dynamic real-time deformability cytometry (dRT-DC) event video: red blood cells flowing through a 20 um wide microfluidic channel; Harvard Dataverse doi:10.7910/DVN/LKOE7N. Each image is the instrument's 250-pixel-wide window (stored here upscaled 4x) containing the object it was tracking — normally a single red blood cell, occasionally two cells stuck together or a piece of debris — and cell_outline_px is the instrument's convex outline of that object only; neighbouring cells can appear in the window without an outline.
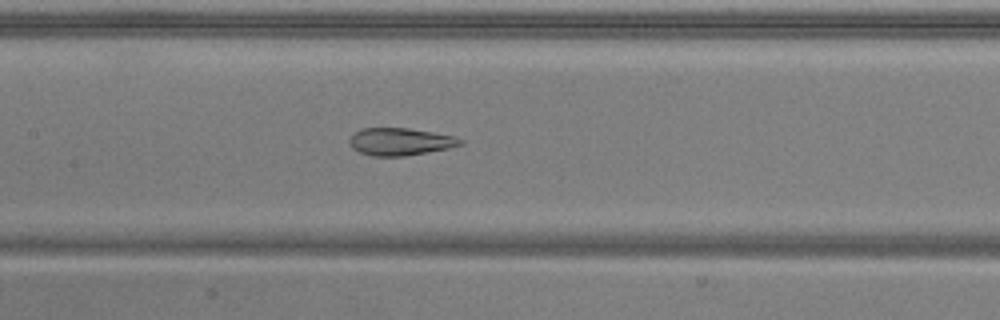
{"species": "common noctule bat (a hibernating species)", "species_latin": "Nyctalus noctula", "temperature_condition": "warm", "stored_images_in_passage": 36, "camera_frame_rate_fps": 3000, "um_per_image_px": 0.085, "animal": {"sex": "male", "body_mass_g": 20.5, "forearm_length_mm": 52.5}, "frame": {"image": 1, "passage_image": 20, "time_ms": 6.333, "image_size_px": [1000, 320], "cell_outline_px": [[464, 144], [448, 148], [404, 156], [372, 156], [360, 152], [352, 148], [348, 144], [348, 140], [352, 132], [360, 128], [408, 128], [456, 136], [464, 140]], "centroid_in_image_um": [33.98, 12.03], "position_along_channel_um": 173.4, "area_um2": 17.92}}
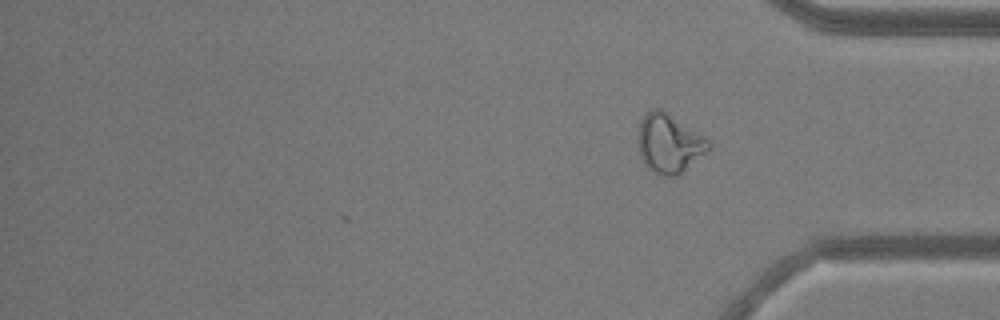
{"frame": {"image": 2, "passage_image": 36, "time_ms": 11.667, "image_size_px": [1000, 320], "cell_outline_px": [[712, 148], [708, 152], [676, 176], [660, 176], [652, 172], [644, 164], [640, 156], [636, 136], [640, 120], [644, 112], [652, 108], [660, 108], [668, 112], [704, 136], [712, 144]], "centroid_in_image_um": [56.84, 12.17], "position_along_channel_um": 378.4, "area_um2": 24.85}, "authors_computed_cell_mechanics": {"area_um2": 19.4497, "velocity_mm_per_s": 3.9449, "shape_relaxation_time_tau1_ms": null, "shape_relaxation_time_tau2_ms": 1.2656, "deformation_change_tau1": null, "deformation_change_tau2": 0.0803}}